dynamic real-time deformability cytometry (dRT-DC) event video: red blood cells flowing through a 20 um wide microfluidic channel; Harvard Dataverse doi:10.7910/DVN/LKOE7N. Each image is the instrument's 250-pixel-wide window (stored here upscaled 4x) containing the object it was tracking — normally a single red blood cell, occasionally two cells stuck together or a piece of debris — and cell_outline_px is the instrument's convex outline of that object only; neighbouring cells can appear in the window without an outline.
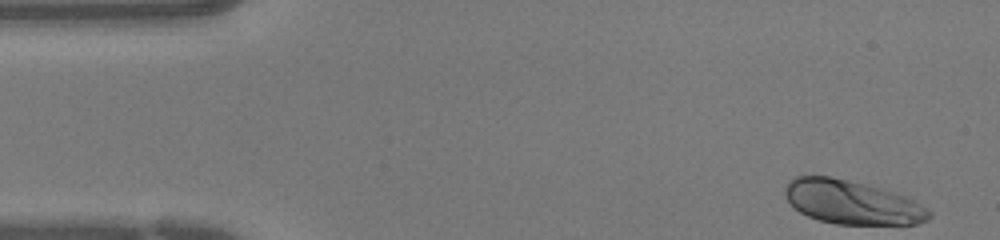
{"species": "human", "species_latin": "Homo sapiens", "temperature_condition": "warm", "stored_images_in_passage": 36, "camera_frame_rate_fps": 3000, "um_per_image_px": 0.085, "donor": {"sex": "female"}, "frame": {"image": 1, "passage_image": 1, "time_ms": 0.0, "image_size_px": [1000, 240], "cell_outline_px": [[932, 216], [928, 220], [916, 224], [836, 224], [820, 220], [808, 216], [792, 208], [784, 192], [784, 188], [796, 176], [828, 176], [848, 180], [896, 192], [908, 196], [928, 208], [932, 212]], "centroid_in_image_um": [72.46, 17.2], "position_along_channel_um": 12.5, "area_um2": 36.88}}
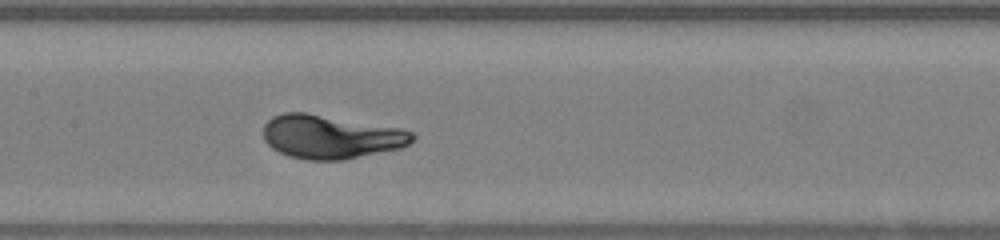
{"frame": {"image": 2, "passage_image": 19, "time_ms": 6.0, "image_size_px": [1000, 240], "cell_outline_px": [[416, 140], [400, 148], [344, 160], [308, 160], [288, 156], [272, 148], [264, 140], [264, 124], [272, 116], [284, 112], [304, 112], [404, 128], [412, 132], [416, 136]], "centroid_in_image_um": [28.14, 11.62], "position_along_channel_um": 179.3, "area_um2": 38.21}}
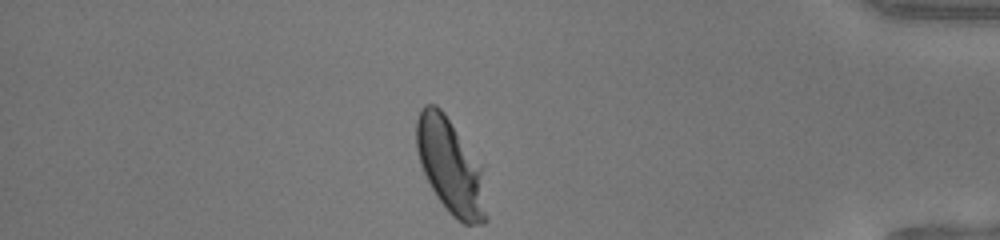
{"frame": {"image": 3, "passage_image": 36, "time_ms": 11.667, "image_size_px": [1000, 240], "cell_outline_px": [[488, 220], [484, 224], [464, 224], [452, 216], [448, 212], [436, 196], [420, 164], [416, 148], [416, 120], [420, 108], [424, 104], [436, 104], [444, 112], [480, 168], [488, 216]], "centroid_in_image_um": [38.25, 14.17], "position_along_channel_um": 397.0, "area_um2": 37.92}}